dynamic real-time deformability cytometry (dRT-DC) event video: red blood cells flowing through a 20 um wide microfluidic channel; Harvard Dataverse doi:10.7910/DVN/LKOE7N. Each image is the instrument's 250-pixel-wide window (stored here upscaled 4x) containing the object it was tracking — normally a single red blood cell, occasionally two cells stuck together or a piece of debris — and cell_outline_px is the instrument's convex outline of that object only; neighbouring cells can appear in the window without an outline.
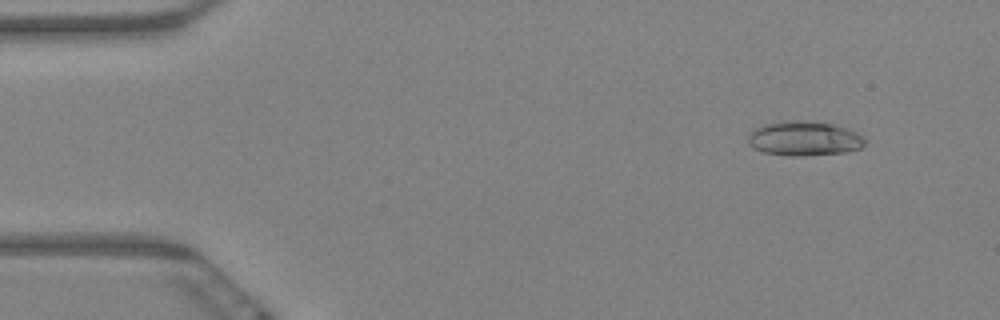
{"species": "Egyptian fruit bat (a non-hibernating species)", "species_latin": "Rousettus aegyptiacus", "temperature_condition": "warm", "stored_images_in_passage": 63, "camera_frame_rate_fps": 3000, "um_per_image_px": 0.085, "animal": {"sex": "female"}, "frame": {"image": 1, "passage_image": 6, "time_ms": 1.667, "image_size_px": [1000, 320], "cell_outline_px": [[864, 144], [860, 148], [844, 152], [804, 156], [788, 156], [764, 152], [748, 144], [748, 136], [752, 128], [764, 124], [784, 120], [800, 120], [836, 124], [848, 128], [864, 136]], "centroid_in_image_um": [68.34, 11.76], "position_along_channel_um": 16.7, "area_um2": 23.76}}
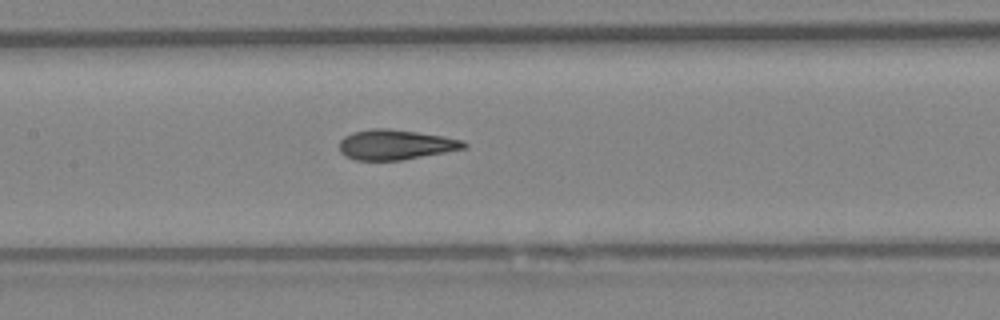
{"frame": {"image": 2, "passage_image": 30, "time_ms": 9.667, "image_size_px": [1000, 320], "cell_outline_px": [[468, 144], [464, 148], [404, 160], [356, 160], [344, 156], [340, 152], [340, 140], [344, 136], [352, 132], [372, 128], [388, 128], [416, 132], [464, 140]], "centroid_in_image_um": [33.58, 12.3], "position_along_channel_um": 173.8, "area_um2": 21.73}}
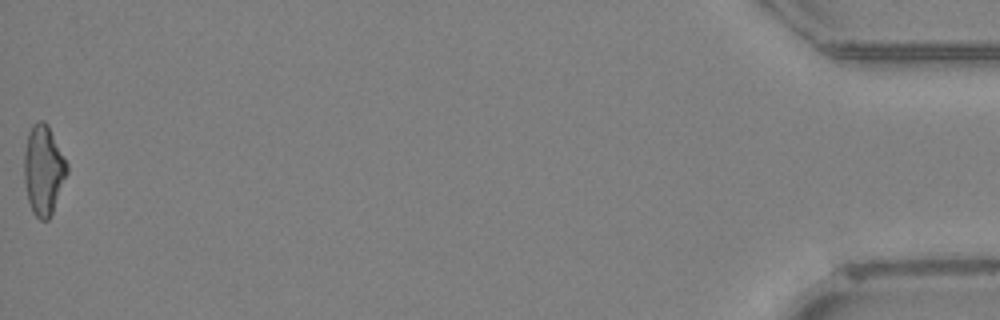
{"frame": {"image": 3, "passage_image": 63, "time_ms": 20.667, "image_size_px": [1000, 320], "cell_outline_px": [[68, 172], [52, 212], [48, 220], [40, 220], [32, 212], [28, 200], [24, 180], [24, 152], [28, 132], [32, 124], [36, 120], [44, 120], [48, 124], [68, 164]], "centroid_in_image_um": [3.69, 14.41], "position_along_channel_um": 431.5, "area_um2": 22.48}, "authors_computed_cell_mechanics": {"area_um2": 21.7906, "velocity_mm_per_s": 3.2607, "shape_relaxation_time_tau1_ms": 8.9658, "shape_relaxation_time_tau2_ms": 1.9657, "deformation_change_tau1": 0.2193, "deformation_change_tau2": 0.0929}}